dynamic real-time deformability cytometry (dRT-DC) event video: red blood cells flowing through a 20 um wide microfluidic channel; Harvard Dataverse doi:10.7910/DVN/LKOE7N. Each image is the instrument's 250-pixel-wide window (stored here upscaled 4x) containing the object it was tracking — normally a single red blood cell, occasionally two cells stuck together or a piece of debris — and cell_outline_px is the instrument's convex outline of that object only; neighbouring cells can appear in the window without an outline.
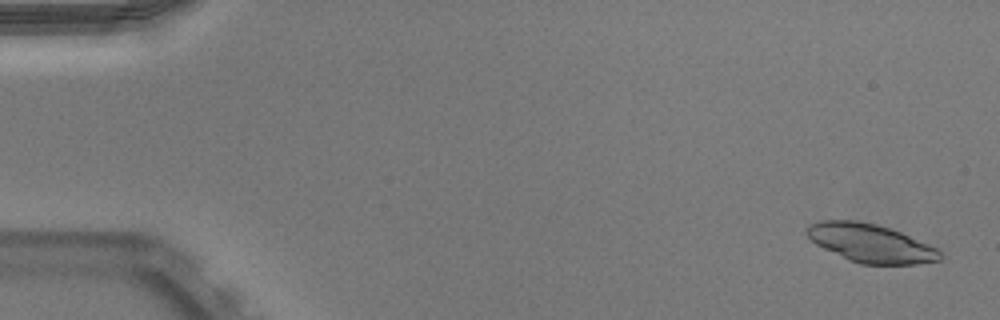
{"species": "Egyptian fruit bat (a non-hibernating species)", "species_latin": "Rousettus aegyptiacus", "temperature_condition": "warm", "stored_images_in_passage": 51, "segment_of_instrument_passage": [1, 2], "camera_frame_rate_fps": 3000, "um_per_image_px": 0.085, "animal": {"sex": "male"}, "frame": {"image": 1, "passage_image": 2, "time_ms": 0.333, "image_size_px": [1000, 320], "cell_outline_px": [[940, 260], [916, 264], [860, 264], [848, 260], [816, 244], [804, 232], [804, 228], [808, 224], [820, 220], [856, 220], [876, 224], [900, 232], [928, 244], [936, 248], [940, 252]], "centroid_in_image_um": [73.94, 20.66], "position_along_channel_um": 11.1, "area_um2": 29.65}}
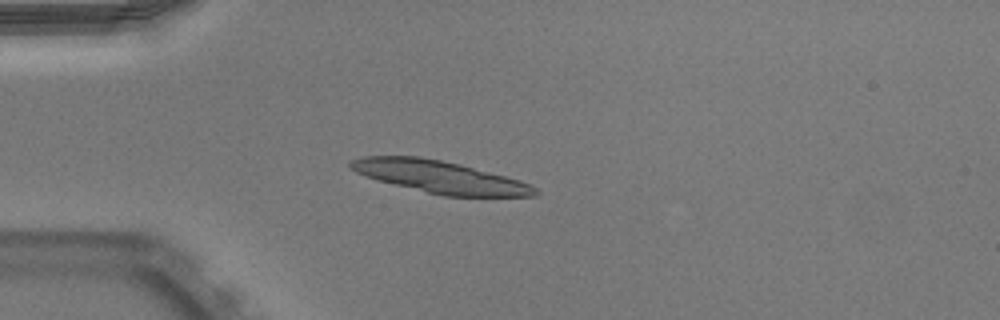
{"frame": {"image": 2, "passage_image": 14, "time_ms": 4.333, "image_size_px": [1000, 320], "cell_outline_px": [[540, 192], [536, 196], [444, 196], [376, 180], [364, 176], [356, 172], [348, 164], [352, 160], [364, 156], [420, 156], [460, 164], [520, 180], [532, 184]], "centroid_in_image_um": [37.4, 15.04], "position_along_channel_um": 47.6, "area_um2": 34.51}}